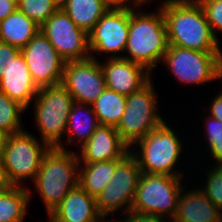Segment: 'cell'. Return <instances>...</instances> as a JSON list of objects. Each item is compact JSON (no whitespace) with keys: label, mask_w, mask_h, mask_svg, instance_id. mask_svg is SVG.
Returning a JSON list of instances; mask_svg holds the SVG:
<instances>
[{"label":"cell","mask_w":222,"mask_h":222,"mask_svg":"<svg viewBox=\"0 0 222 222\" xmlns=\"http://www.w3.org/2000/svg\"><path fill=\"white\" fill-rule=\"evenodd\" d=\"M150 79L138 91L127 96L125 111L115 127L122 141L132 148L164 120L157 112V94Z\"/></svg>","instance_id":"obj_8"},{"label":"cell","mask_w":222,"mask_h":222,"mask_svg":"<svg viewBox=\"0 0 222 222\" xmlns=\"http://www.w3.org/2000/svg\"><path fill=\"white\" fill-rule=\"evenodd\" d=\"M156 12L131 10L126 53L123 58L143 65L150 73L163 60L169 47L165 17L161 7Z\"/></svg>","instance_id":"obj_2"},{"label":"cell","mask_w":222,"mask_h":222,"mask_svg":"<svg viewBox=\"0 0 222 222\" xmlns=\"http://www.w3.org/2000/svg\"><path fill=\"white\" fill-rule=\"evenodd\" d=\"M94 56L83 61L65 62L62 85L74 102L91 105L106 88L100 61Z\"/></svg>","instance_id":"obj_13"},{"label":"cell","mask_w":222,"mask_h":222,"mask_svg":"<svg viewBox=\"0 0 222 222\" xmlns=\"http://www.w3.org/2000/svg\"><path fill=\"white\" fill-rule=\"evenodd\" d=\"M208 140L209 153L214 159L215 165H222V134L218 135H207L205 136Z\"/></svg>","instance_id":"obj_31"},{"label":"cell","mask_w":222,"mask_h":222,"mask_svg":"<svg viewBox=\"0 0 222 222\" xmlns=\"http://www.w3.org/2000/svg\"><path fill=\"white\" fill-rule=\"evenodd\" d=\"M38 90L25 58L20 54L0 79V91L27 110L32 100L37 96Z\"/></svg>","instance_id":"obj_18"},{"label":"cell","mask_w":222,"mask_h":222,"mask_svg":"<svg viewBox=\"0 0 222 222\" xmlns=\"http://www.w3.org/2000/svg\"><path fill=\"white\" fill-rule=\"evenodd\" d=\"M9 187V184L6 181L5 175L2 171L1 162H0V194Z\"/></svg>","instance_id":"obj_37"},{"label":"cell","mask_w":222,"mask_h":222,"mask_svg":"<svg viewBox=\"0 0 222 222\" xmlns=\"http://www.w3.org/2000/svg\"><path fill=\"white\" fill-rule=\"evenodd\" d=\"M17 9L39 27L58 10L52 0H17Z\"/></svg>","instance_id":"obj_27"},{"label":"cell","mask_w":222,"mask_h":222,"mask_svg":"<svg viewBox=\"0 0 222 222\" xmlns=\"http://www.w3.org/2000/svg\"><path fill=\"white\" fill-rule=\"evenodd\" d=\"M141 175L137 160L129 153L115 168L111 180L96 196L98 212L103 218L109 214L131 211Z\"/></svg>","instance_id":"obj_10"},{"label":"cell","mask_w":222,"mask_h":222,"mask_svg":"<svg viewBox=\"0 0 222 222\" xmlns=\"http://www.w3.org/2000/svg\"><path fill=\"white\" fill-rule=\"evenodd\" d=\"M50 148L27 130L7 136L0 162L9 186L22 187L27 178L34 181Z\"/></svg>","instance_id":"obj_6"},{"label":"cell","mask_w":222,"mask_h":222,"mask_svg":"<svg viewBox=\"0 0 222 222\" xmlns=\"http://www.w3.org/2000/svg\"><path fill=\"white\" fill-rule=\"evenodd\" d=\"M99 125L91 105L74 102L68 115L66 142L71 144L77 138L81 147L88 141Z\"/></svg>","instance_id":"obj_21"},{"label":"cell","mask_w":222,"mask_h":222,"mask_svg":"<svg viewBox=\"0 0 222 222\" xmlns=\"http://www.w3.org/2000/svg\"><path fill=\"white\" fill-rule=\"evenodd\" d=\"M130 16L131 10L108 9L88 33L91 56L98 52L111 53L112 55H108L107 58L123 57L124 54L119 55V53H125Z\"/></svg>","instance_id":"obj_14"},{"label":"cell","mask_w":222,"mask_h":222,"mask_svg":"<svg viewBox=\"0 0 222 222\" xmlns=\"http://www.w3.org/2000/svg\"><path fill=\"white\" fill-rule=\"evenodd\" d=\"M40 31L65 61H83L91 58L88 33L79 28L62 10H57Z\"/></svg>","instance_id":"obj_11"},{"label":"cell","mask_w":222,"mask_h":222,"mask_svg":"<svg viewBox=\"0 0 222 222\" xmlns=\"http://www.w3.org/2000/svg\"><path fill=\"white\" fill-rule=\"evenodd\" d=\"M17 9V0H0V21Z\"/></svg>","instance_id":"obj_36"},{"label":"cell","mask_w":222,"mask_h":222,"mask_svg":"<svg viewBox=\"0 0 222 222\" xmlns=\"http://www.w3.org/2000/svg\"><path fill=\"white\" fill-rule=\"evenodd\" d=\"M108 59L103 64L100 62V65L105 75L106 87L117 93L131 95L152 77L151 73L141 64L123 57Z\"/></svg>","instance_id":"obj_16"},{"label":"cell","mask_w":222,"mask_h":222,"mask_svg":"<svg viewBox=\"0 0 222 222\" xmlns=\"http://www.w3.org/2000/svg\"><path fill=\"white\" fill-rule=\"evenodd\" d=\"M202 6L211 30L218 40L216 31L222 32V0H197Z\"/></svg>","instance_id":"obj_29"},{"label":"cell","mask_w":222,"mask_h":222,"mask_svg":"<svg viewBox=\"0 0 222 222\" xmlns=\"http://www.w3.org/2000/svg\"><path fill=\"white\" fill-rule=\"evenodd\" d=\"M123 159L82 163L79 168L78 184L91 196L95 197L103 191L111 180L116 166Z\"/></svg>","instance_id":"obj_22"},{"label":"cell","mask_w":222,"mask_h":222,"mask_svg":"<svg viewBox=\"0 0 222 222\" xmlns=\"http://www.w3.org/2000/svg\"><path fill=\"white\" fill-rule=\"evenodd\" d=\"M162 61L181 84L205 85L222 78V53L169 45Z\"/></svg>","instance_id":"obj_9"},{"label":"cell","mask_w":222,"mask_h":222,"mask_svg":"<svg viewBox=\"0 0 222 222\" xmlns=\"http://www.w3.org/2000/svg\"><path fill=\"white\" fill-rule=\"evenodd\" d=\"M183 176L146 174L141 172L131 211L173 220L179 196L184 192ZM167 215V216H166Z\"/></svg>","instance_id":"obj_7"},{"label":"cell","mask_w":222,"mask_h":222,"mask_svg":"<svg viewBox=\"0 0 222 222\" xmlns=\"http://www.w3.org/2000/svg\"><path fill=\"white\" fill-rule=\"evenodd\" d=\"M77 152L52 147L44 155L33 183L49 215L78 185L79 160Z\"/></svg>","instance_id":"obj_3"},{"label":"cell","mask_w":222,"mask_h":222,"mask_svg":"<svg viewBox=\"0 0 222 222\" xmlns=\"http://www.w3.org/2000/svg\"><path fill=\"white\" fill-rule=\"evenodd\" d=\"M108 9L101 0H69L62 10L79 28L89 33Z\"/></svg>","instance_id":"obj_23"},{"label":"cell","mask_w":222,"mask_h":222,"mask_svg":"<svg viewBox=\"0 0 222 222\" xmlns=\"http://www.w3.org/2000/svg\"><path fill=\"white\" fill-rule=\"evenodd\" d=\"M26 109L0 91V130L6 135L23 131L21 114Z\"/></svg>","instance_id":"obj_26"},{"label":"cell","mask_w":222,"mask_h":222,"mask_svg":"<svg viewBox=\"0 0 222 222\" xmlns=\"http://www.w3.org/2000/svg\"><path fill=\"white\" fill-rule=\"evenodd\" d=\"M57 9H63L69 0H52Z\"/></svg>","instance_id":"obj_39"},{"label":"cell","mask_w":222,"mask_h":222,"mask_svg":"<svg viewBox=\"0 0 222 222\" xmlns=\"http://www.w3.org/2000/svg\"><path fill=\"white\" fill-rule=\"evenodd\" d=\"M21 54V49L0 41V79L10 64Z\"/></svg>","instance_id":"obj_30"},{"label":"cell","mask_w":222,"mask_h":222,"mask_svg":"<svg viewBox=\"0 0 222 222\" xmlns=\"http://www.w3.org/2000/svg\"><path fill=\"white\" fill-rule=\"evenodd\" d=\"M40 31V27L16 9L0 21V41L22 49Z\"/></svg>","instance_id":"obj_20"},{"label":"cell","mask_w":222,"mask_h":222,"mask_svg":"<svg viewBox=\"0 0 222 222\" xmlns=\"http://www.w3.org/2000/svg\"><path fill=\"white\" fill-rule=\"evenodd\" d=\"M160 7L165 17L171 46L207 53H222L205 12L197 0H165Z\"/></svg>","instance_id":"obj_1"},{"label":"cell","mask_w":222,"mask_h":222,"mask_svg":"<svg viewBox=\"0 0 222 222\" xmlns=\"http://www.w3.org/2000/svg\"><path fill=\"white\" fill-rule=\"evenodd\" d=\"M49 222H103L96 205V198L79 184L48 215ZM50 219V220H49Z\"/></svg>","instance_id":"obj_17"},{"label":"cell","mask_w":222,"mask_h":222,"mask_svg":"<svg viewBox=\"0 0 222 222\" xmlns=\"http://www.w3.org/2000/svg\"><path fill=\"white\" fill-rule=\"evenodd\" d=\"M212 168L207 172L206 184L201 190L210 201L222 210V165H215Z\"/></svg>","instance_id":"obj_28"},{"label":"cell","mask_w":222,"mask_h":222,"mask_svg":"<svg viewBox=\"0 0 222 222\" xmlns=\"http://www.w3.org/2000/svg\"><path fill=\"white\" fill-rule=\"evenodd\" d=\"M127 96L105 88L91 104L100 125L116 127L125 111Z\"/></svg>","instance_id":"obj_25"},{"label":"cell","mask_w":222,"mask_h":222,"mask_svg":"<svg viewBox=\"0 0 222 222\" xmlns=\"http://www.w3.org/2000/svg\"><path fill=\"white\" fill-rule=\"evenodd\" d=\"M193 190L181 192L172 222H221L222 210L200 188Z\"/></svg>","instance_id":"obj_19"},{"label":"cell","mask_w":222,"mask_h":222,"mask_svg":"<svg viewBox=\"0 0 222 222\" xmlns=\"http://www.w3.org/2000/svg\"><path fill=\"white\" fill-rule=\"evenodd\" d=\"M103 222H118V221H114V219H113V221H109V219L106 221V220H104Z\"/></svg>","instance_id":"obj_40"},{"label":"cell","mask_w":222,"mask_h":222,"mask_svg":"<svg viewBox=\"0 0 222 222\" xmlns=\"http://www.w3.org/2000/svg\"><path fill=\"white\" fill-rule=\"evenodd\" d=\"M210 116L222 121V92H219L217 96L212 100L210 104Z\"/></svg>","instance_id":"obj_35"},{"label":"cell","mask_w":222,"mask_h":222,"mask_svg":"<svg viewBox=\"0 0 222 222\" xmlns=\"http://www.w3.org/2000/svg\"><path fill=\"white\" fill-rule=\"evenodd\" d=\"M176 132L165 121L150 131L143 139L136 142L139 152L130 149V154L137 160L141 172L168 176H183L175 170L183 144ZM180 139V140H179Z\"/></svg>","instance_id":"obj_4"},{"label":"cell","mask_w":222,"mask_h":222,"mask_svg":"<svg viewBox=\"0 0 222 222\" xmlns=\"http://www.w3.org/2000/svg\"><path fill=\"white\" fill-rule=\"evenodd\" d=\"M21 54L38 88L62 84L65 61L41 31L21 49Z\"/></svg>","instance_id":"obj_12"},{"label":"cell","mask_w":222,"mask_h":222,"mask_svg":"<svg viewBox=\"0 0 222 222\" xmlns=\"http://www.w3.org/2000/svg\"><path fill=\"white\" fill-rule=\"evenodd\" d=\"M124 219L117 220L118 222H172L170 219L150 214H141L130 211L124 215ZM123 219V220H122Z\"/></svg>","instance_id":"obj_32"},{"label":"cell","mask_w":222,"mask_h":222,"mask_svg":"<svg viewBox=\"0 0 222 222\" xmlns=\"http://www.w3.org/2000/svg\"><path fill=\"white\" fill-rule=\"evenodd\" d=\"M109 9H124V10H134L135 7L139 8L141 5L147 3L146 0H101ZM131 3L133 4H129Z\"/></svg>","instance_id":"obj_33"},{"label":"cell","mask_w":222,"mask_h":222,"mask_svg":"<svg viewBox=\"0 0 222 222\" xmlns=\"http://www.w3.org/2000/svg\"><path fill=\"white\" fill-rule=\"evenodd\" d=\"M8 135H6L4 132L0 130V160L3 154L4 146H5V141Z\"/></svg>","instance_id":"obj_38"},{"label":"cell","mask_w":222,"mask_h":222,"mask_svg":"<svg viewBox=\"0 0 222 222\" xmlns=\"http://www.w3.org/2000/svg\"><path fill=\"white\" fill-rule=\"evenodd\" d=\"M33 102L34 119L42 141L51 148L67 150L61 138L66 135L68 115L74 103L71 94L62 84L43 87Z\"/></svg>","instance_id":"obj_5"},{"label":"cell","mask_w":222,"mask_h":222,"mask_svg":"<svg viewBox=\"0 0 222 222\" xmlns=\"http://www.w3.org/2000/svg\"><path fill=\"white\" fill-rule=\"evenodd\" d=\"M31 192L27 187L9 186L0 194V222H24Z\"/></svg>","instance_id":"obj_24"},{"label":"cell","mask_w":222,"mask_h":222,"mask_svg":"<svg viewBox=\"0 0 222 222\" xmlns=\"http://www.w3.org/2000/svg\"><path fill=\"white\" fill-rule=\"evenodd\" d=\"M80 150L77 155L80 167L81 163L124 159L130 153L116 128L110 125H99Z\"/></svg>","instance_id":"obj_15"},{"label":"cell","mask_w":222,"mask_h":222,"mask_svg":"<svg viewBox=\"0 0 222 222\" xmlns=\"http://www.w3.org/2000/svg\"><path fill=\"white\" fill-rule=\"evenodd\" d=\"M207 119V120H206ZM205 126L204 130L206 129V135H218L222 134V121L211 117L210 115L205 117Z\"/></svg>","instance_id":"obj_34"}]
</instances>
